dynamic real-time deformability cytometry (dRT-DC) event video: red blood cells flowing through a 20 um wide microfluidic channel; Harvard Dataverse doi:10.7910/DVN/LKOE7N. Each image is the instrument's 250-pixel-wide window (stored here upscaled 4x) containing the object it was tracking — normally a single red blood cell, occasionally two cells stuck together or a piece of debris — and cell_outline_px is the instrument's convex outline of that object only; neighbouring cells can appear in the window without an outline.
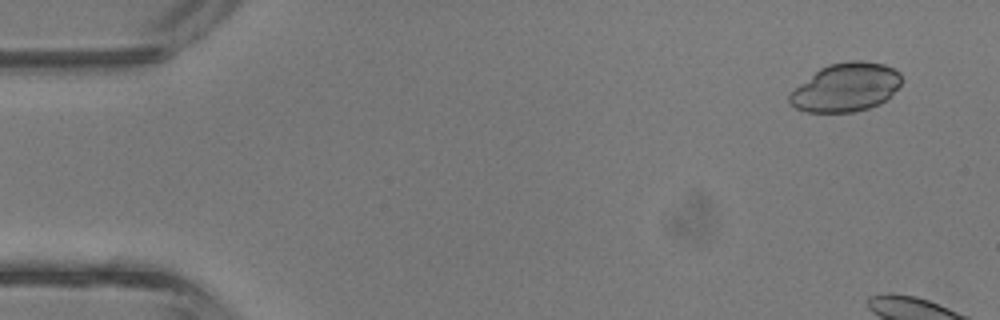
{"species": "common noctule bat (a hibernating species)", "species_latin": "Nyctalus noctula", "temperature_condition": "room temperature", "stored_images_in_passage": 4, "camera_frame_rate_fps": 3000, "um_per_image_px": 0.085, "animal": {"sex": "male", "body_mass_g": 13.3}, "frame": {"image": 1, "passage_image": 1, "time_ms": 0.0, "image_size_px": [1000, 320], "cell_outline_px": [[904, 80], [880, 104], [856, 112], [808, 112], [796, 108], [788, 100], [788, 96], [800, 84], [820, 68], [828, 64], [848, 60], [864, 60], [884, 64], [900, 72]], "centroid_in_image_um": [71.92, 7.41], "position_along_channel_um": 13.1, "area_um2": 31.56}}
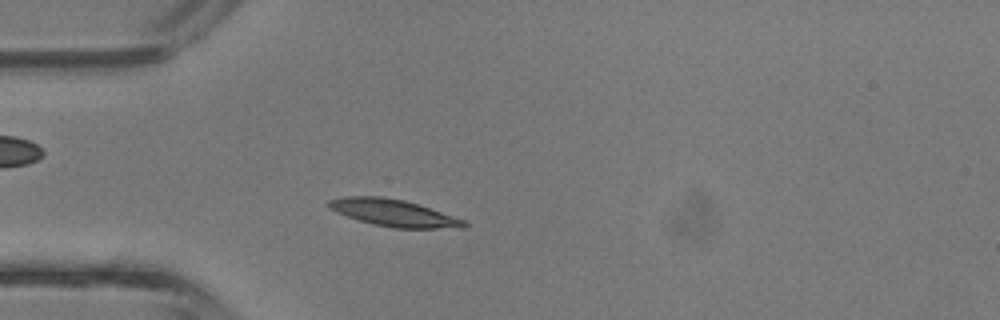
{"frame": {"image": 2, "passage_image": 4, "time_ms": 1.0, "image_size_px": [1000, 320], "cell_outline_px": [[468, 224], [464, 228], [392, 228], [372, 224], [336, 212], [328, 208], [328, 200], [344, 196], [380, 196], [404, 200], [464, 220]], "centroid_in_image_um": [33.41, 18.1], "position_along_channel_um": 51.6, "area_um2": 20.98}}